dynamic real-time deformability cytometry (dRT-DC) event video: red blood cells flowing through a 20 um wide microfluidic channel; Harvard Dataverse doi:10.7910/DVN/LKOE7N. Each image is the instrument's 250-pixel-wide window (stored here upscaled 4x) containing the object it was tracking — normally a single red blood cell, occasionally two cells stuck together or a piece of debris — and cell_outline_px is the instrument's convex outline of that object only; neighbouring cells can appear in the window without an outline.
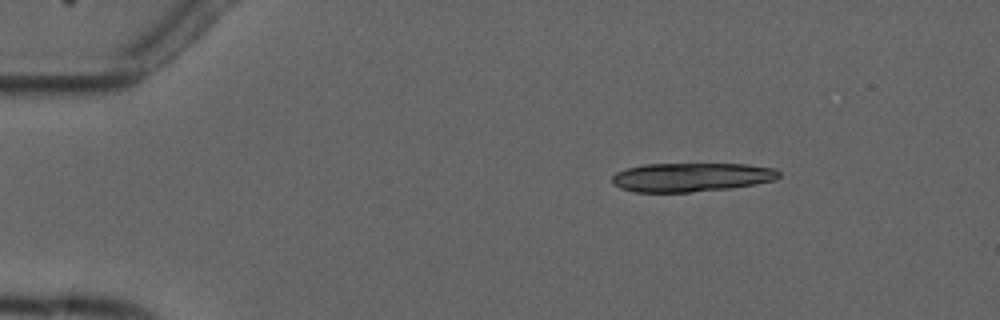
{"species": "common noctule bat (a hibernating species)", "species_latin": "Nyctalus noctula", "temperature_condition": "cold", "stored_images_in_passage": 4, "camera_frame_rate_fps": 3000, "um_per_image_px": 0.085, "animal": {"sex": "male", "forearm_length_mm": 52.5}, "frame": {"image": 1, "passage_image": 2, "time_ms": 1.0, "image_size_px": [1000, 320], "cell_outline_px": [[780, 176], [776, 180], [756, 184], [732, 188], [688, 192], [636, 192], [620, 188], [612, 184], [612, 176], [616, 172], [624, 168], [644, 164], [748, 164], [776, 168], [780, 172]], "centroid_in_image_um": [58.77, 15.06], "position_along_channel_um": 26.2, "area_um2": 28.38}}